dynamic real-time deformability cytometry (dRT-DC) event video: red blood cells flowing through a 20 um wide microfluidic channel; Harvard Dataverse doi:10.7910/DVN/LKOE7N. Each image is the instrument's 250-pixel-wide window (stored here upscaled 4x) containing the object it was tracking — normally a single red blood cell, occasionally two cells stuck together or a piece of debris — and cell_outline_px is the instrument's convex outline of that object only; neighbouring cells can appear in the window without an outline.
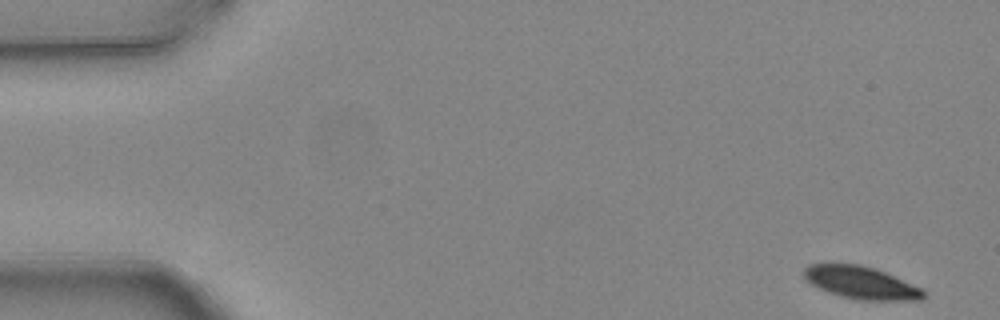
{"species": "common noctule bat (a hibernating species)", "species_latin": "Nyctalus noctula", "temperature_condition": "warm", "stored_images_in_passage": 6, "camera_frame_rate_fps": 3000, "um_per_image_px": 0.085, "animal": {"sex": "female", "body_mass_g": 24.6, "forearm_length_mm": 56.2}, "frame": {"image": 1, "passage_image": 1, "time_ms": 0.0, "image_size_px": [1000, 320], "cell_outline_px": [[924, 296], [920, 300], [860, 300], [840, 296], [828, 292], [812, 284], [804, 276], [804, 268], [808, 264], [860, 264], [876, 268], [920, 288], [924, 292]], "centroid_in_image_um": [73.17, 24.02], "position_along_channel_um": 11.8, "area_um2": 22.31}}